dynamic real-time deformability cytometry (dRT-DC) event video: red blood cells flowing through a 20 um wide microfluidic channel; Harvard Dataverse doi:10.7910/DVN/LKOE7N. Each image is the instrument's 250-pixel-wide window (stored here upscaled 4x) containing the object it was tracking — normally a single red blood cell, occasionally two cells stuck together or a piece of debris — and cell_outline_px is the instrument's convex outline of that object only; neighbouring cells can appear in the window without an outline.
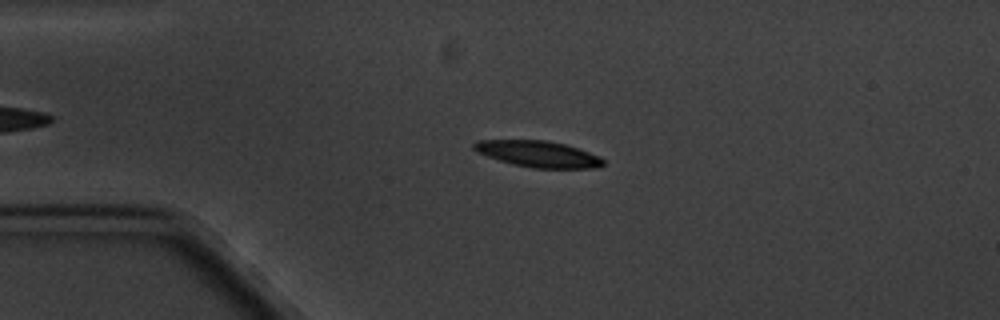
{"species": "common noctule bat (a hibernating species)", "species_latin": "Nyctalus noctula", "temperature_condition": "cold", "stored_images_in_passage": 4, "camera_frame_rate_fps": 3000, "um_per_image_px": 0.085, "animal": {"sex": "male", "body_mass_g": 20.1, "forearm_length_mm": 53.5}, "frame": {"image": 1, "passage_image": 3, "time_ms": 2.333, "image_size_px": [1000, 320], "cell_outline_px": [[604, 164], [600, 168], [532, 168], [512, 164], [476, 152], [472, 148], [472, 144], [476, 140], [544, 140], [564, 144], [600, 156], [604, 160]], "centroid_in_image_um": [45.73, 13.09], "position_along_channel_um": 39.3, "area_um2": 19.77}}